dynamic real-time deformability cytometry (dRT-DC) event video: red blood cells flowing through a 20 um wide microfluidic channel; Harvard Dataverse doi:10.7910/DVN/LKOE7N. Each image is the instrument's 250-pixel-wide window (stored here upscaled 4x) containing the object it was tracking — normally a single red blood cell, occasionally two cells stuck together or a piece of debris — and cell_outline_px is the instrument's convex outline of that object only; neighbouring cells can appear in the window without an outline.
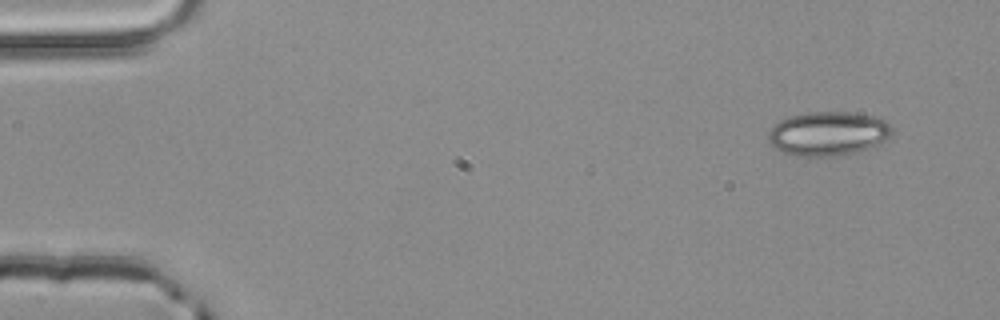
{"species": "common noctule bat (a hibernating species)", "species_latin": "Nyctalus noctula", "temperature_condition": "room temperature", "stored_images_in_passage": 3, "camera_frame_rate_fps": 3000, "um_per_image_px": 0.085, "animal": {"sex": "male", "body_mass_g": 20.4}, "frame": {"image": 1, "passage_image": 1, "time_ms": 0.0, "image_size_px": [1000, 320], "cell_outline_px": [[892, 132], [880, 144], [856, 152], [836, 156], [796, 156], [784, 152], [776, 148], [768, 140], [768, 132], [780, 120], [788, 116], [808, 112], [848, 112], [872, 116], [884, 120], [892, 128]], "centroid_in_image_um": [70.37, 11.35], "position_along_channel_um": 14.6, "area_um2": 31.56}}